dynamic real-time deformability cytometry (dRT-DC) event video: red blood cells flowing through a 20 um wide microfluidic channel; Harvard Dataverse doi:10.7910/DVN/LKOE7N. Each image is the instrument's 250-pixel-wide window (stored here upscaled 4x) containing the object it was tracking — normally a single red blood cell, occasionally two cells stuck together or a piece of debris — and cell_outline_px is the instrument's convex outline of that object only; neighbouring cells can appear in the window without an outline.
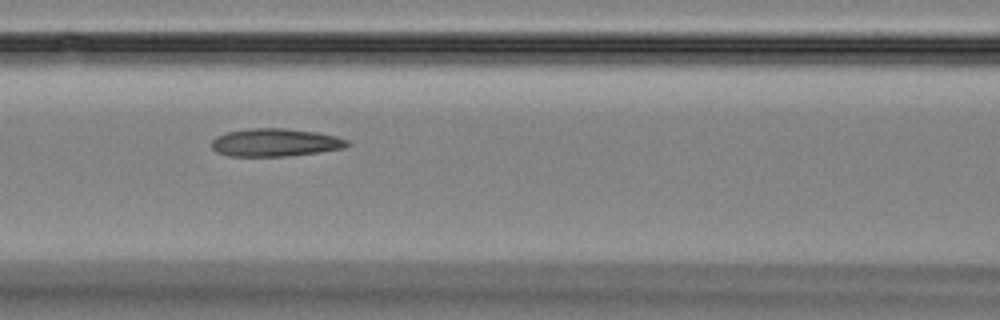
{"species": "Egyptian fruit bat (a non-hibernating species)", "species_latin": "Rousettus aegyptiacus", "temperature_condition": "room temperature", "stored_images_in_passage": 8, "camera_frame_rate_fps": 3000, "um_per_image_px": 0.085, "animal": {"sex": "female"}, "frame": {"image": 1, "passage_image": 5, "time_ms": 5.0, "image_size_px": [1000, 320], "cell_outline_px": [[352, 144], [344, 148], [320, 152], [288, 156], [228, 156], [216, 152], [212, 148], [212, 140], [216, 136], [228, 132], [252, 128], [284, 128], [316, 132], [336, 136], [348, 140]], "centroid_in_image_um": [23.42, 12.12], "position_along_channel_um": 143.2, "area_um2": 22.14}}
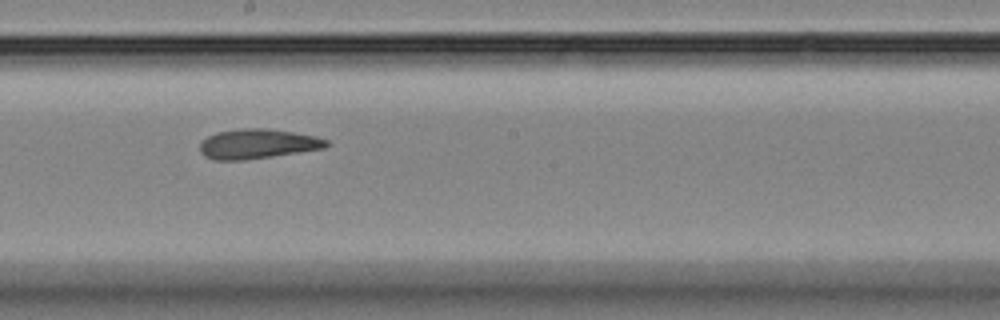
{"frame": {"image": 2, "passage_image": 7, "time_ms": 7.333, "image_size_px": [1000, 320], "cell_outline_px": [[328, 144], [324, 148], [272, 156], [244, 160], [212, 160], [204, 156], [200, 152], [200, 144], [208, 136], [216, 132], [244, 128], [268, 128], [316, 136], [328, 140]], "centroid_in_image_um": [21.87, 12.23], "position_along_channel_um": 226.3, "area_um2": 21.79}}
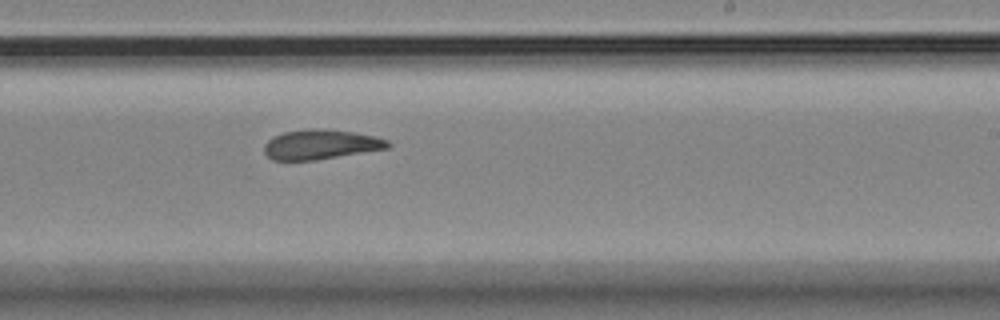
{"frame": {"image": 3, "passage_image": 8, "time_ms": 8.333, "image_size_px": [1000, 320], "cell_outline_px": [[392, 144], [388, 148], [316, 160], [272, 160], [264, 152], [264, 144], [272, 136], [284, 132], [312, 128], [320, 128], [352, 132], [372, 136], [388, 140]], "centroid_in_image_um": [27.23, 12.28], "position_along_channel_um": 261.8, "area_um2": 21.33}}